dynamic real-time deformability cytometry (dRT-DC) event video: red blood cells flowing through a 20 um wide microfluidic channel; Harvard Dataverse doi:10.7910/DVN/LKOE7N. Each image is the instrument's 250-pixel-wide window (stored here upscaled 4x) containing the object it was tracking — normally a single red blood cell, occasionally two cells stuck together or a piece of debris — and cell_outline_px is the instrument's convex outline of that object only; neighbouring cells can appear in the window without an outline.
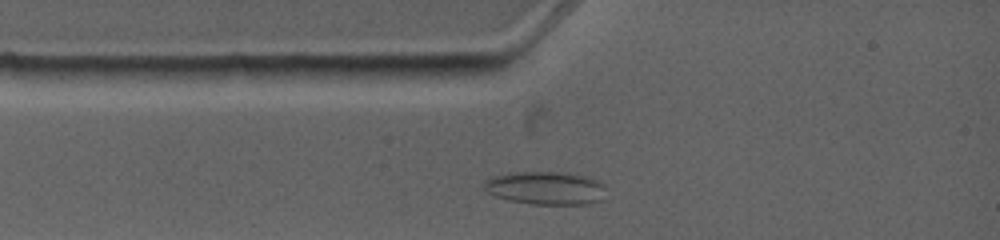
{"species": "common noctule bat (a hibernating species)", "species_latin": "Nyctalus noctula", "temperature_condition": "warm", "stored_images_in_passage": 4, "camera_frame_rate_fps": 4500, "um_per_image_px": 0.085, "animal": {"sex": "female", "body_mass_g": 19.0, "forearm_length_mm": 53.3}, "frame": {"image": 1, "passage_image": 1, "time_ms": 0.0, "image_size_px": [1000, 240], "cell_outline_px": [[604, 200], [588, 204], [532, 204], [508, 200], [496, 196], [488, 192], [484, 188], [484, 180], [492, 176], [508, 172], [568, 172], [588, 176], [600, 180], [604, 188]], "centroid_in_image_um": [46.4, 15.97], "position_along_channel_um": 38.6, "area_um2": 23.93}}
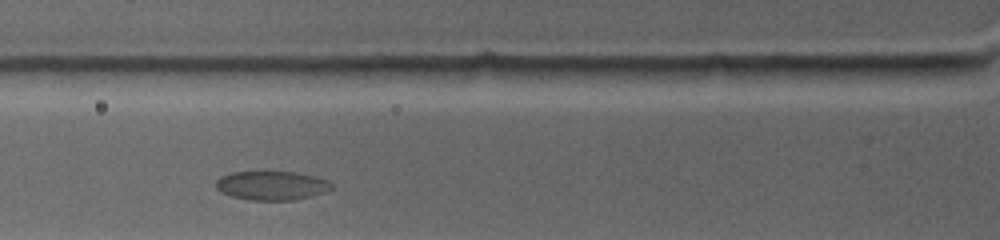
{"frame": {"image": 2, "passage_image": 3, "time_ms": 1.778, "image_size_px": [1000, 240], "cell_outline_px": [[332, 188], [328, 192], [296, 200], [248, 200], [232, 196], [220, 192], [216, 188], [216, 180], [220, 176], [232, 172], [296, 172], [328, 180], [332, 184]], "centroid_in_image_um": [23.1, 15.78], "position_along_channel_um": 102.7, "area_um2": 19.65}}
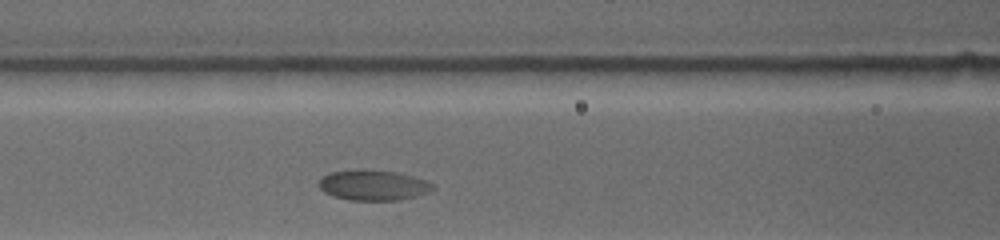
{"frame": {"image": 3, "passage_image": 4, "time_ms": 2.667, "image_size_px": [1000, 240], "cell_outline_px": [[436, 188], [428, 192], [416, 196], [400, 200], [348, 200], [332, 196], [324, 192], [320, 188], [320, 180], [328, 172], [356, 168], [368, 168], [396, 172], [428, 180]], "centroid_in_image_um": [31.72, 15.72], "position_along_channel_um": 134.9, "area_um2": 20.58}}